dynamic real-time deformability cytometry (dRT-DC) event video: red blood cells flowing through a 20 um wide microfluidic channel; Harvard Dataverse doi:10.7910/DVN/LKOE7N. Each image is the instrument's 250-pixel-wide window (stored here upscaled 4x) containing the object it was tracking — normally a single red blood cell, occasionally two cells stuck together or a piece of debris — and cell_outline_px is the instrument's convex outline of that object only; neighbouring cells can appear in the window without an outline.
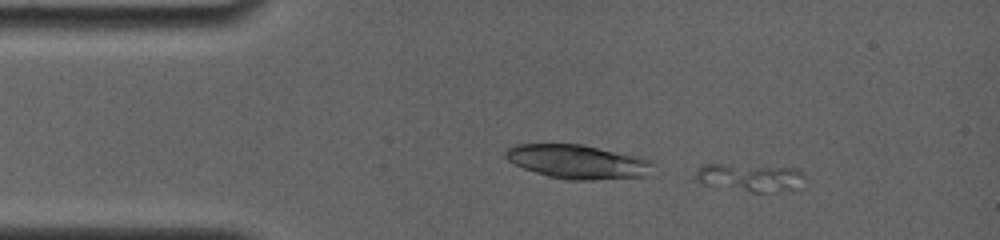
{"species": "common noctule bat (a hibernating species)", "species_latin": "Nyctalus noctula", "temperature_condition": "room temperature", "stored_images_in_passage": 4, "camera_frame_rate_fps": 4000, "um_per_image_px": 0.085, "animal": {"sex": "female", "body_mass_g": 19.0, "forearm_length_mm": 56.7}, "frame": {"image": 1, "passage_image": 1, "time_ms": 0.0, "image_size_px": [1000, 240], "cell_outline_px": [[804, 176], [800, 188], [768, 192], [752, 192], [700, 184], [692, 176], [696, 168], [700, 164], [720, 164], [800, 168]], "centroid_in_image_um": [63.68, 15.08], "position_along_channel_um": 21.3, "area_um2": 18.03}}